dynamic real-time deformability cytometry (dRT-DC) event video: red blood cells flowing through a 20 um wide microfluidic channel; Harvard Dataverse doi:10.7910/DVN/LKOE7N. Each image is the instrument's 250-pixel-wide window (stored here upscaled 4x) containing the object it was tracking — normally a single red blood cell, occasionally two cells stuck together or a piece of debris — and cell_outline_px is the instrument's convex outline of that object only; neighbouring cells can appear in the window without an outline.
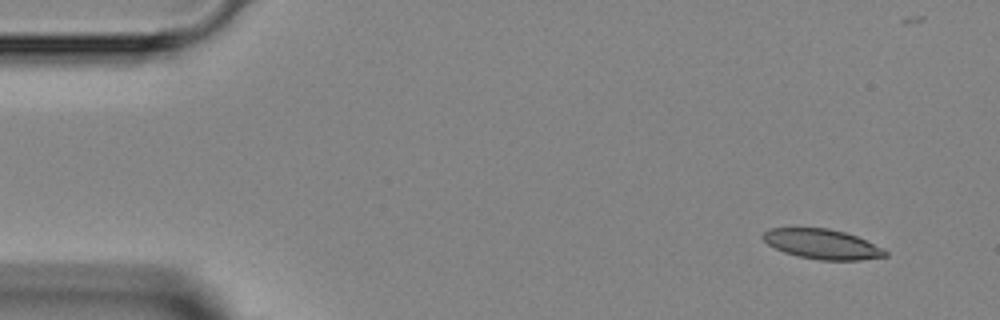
{"species": "Egyptian fruit bat (a non-hibernating species)", "species_latin": "Rousettus aegyptiacus", "temperature_condition": "room temperature", "stored_images_in_passage": 7, "camera_frame_rate_fps": 3000, "um_per_image_px": 0.085, "animal": {"sex": "female"}, "frame": {"image": 1, "passage_image": 1, "time_ms": 0.0, "image_size_px": [1000, 320], "cell_outline_px": [[888, 256], [860, 260], [820, 260], [800, 256], [784, 252], [768, 244], [760, 236], [768, 228], [828, 228], [844, 232], [856, 236], [884, 248], [888, 252]], "centroid_in_image_um": [69.9, 20.74], "position_along_channel_um": 15.1, "area_um2": 21.21}}
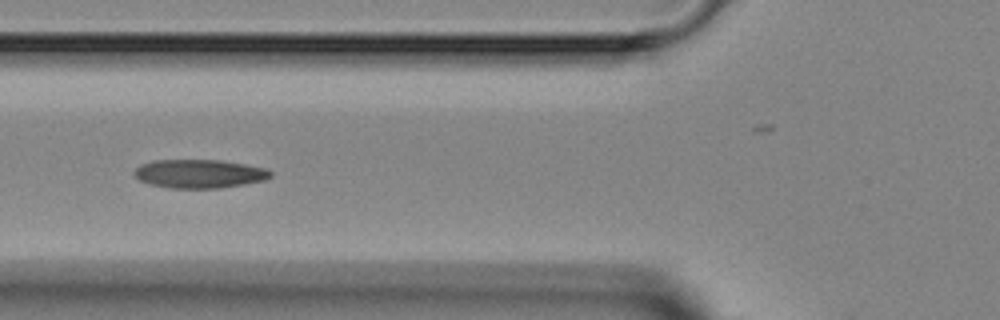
{"frame": {"image": 2, "passage_image": 5, "time_ms": 4.667, "image_size_px": [1000, 320], "cell_outline_px": [[272, 176], [264, 180], [244, 184], [216, 188], [172, 188], [148, 184], [140, 180], [132, 172], [140, 164], [152, 160], [220, 160], [244, 164], [264, 168], [272, 172]], "centroid_in_image_um": [16.91, 14.76], "position_along_channel_um": 108.9, "area_um2": 22.66}}
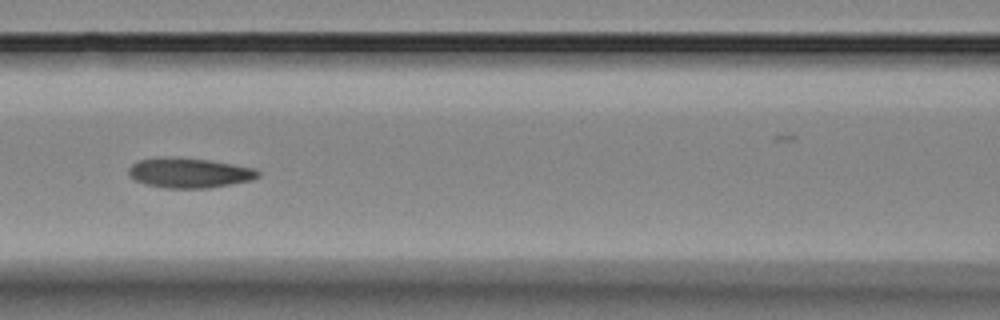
{"frame": {"image": 3, "passage_image": 6, "time_ms": 5.667, "image_size_px": [1000, 320], "cell_outline_px": [[260, 176], [252, 180], [208, 188], [164, 188], [144, 184], [136, 180], [128, 172], [128, 168], [132, 164], [140, 160], [156, 156], [176, 156], [212, 160], [256, 168], [260, 172]], "centroid_in_image_um": [16.1, 14.67], "position_along_channel_um": 150.5, "area_um2": 23.0}}